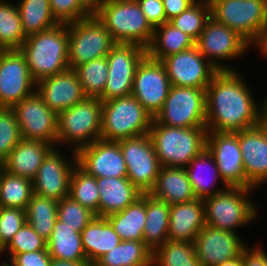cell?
Returning <instances> with one entry per match:
<instances>
[{
    "label": "cell",
    "mask_w": 267,
    "mask_h": 266,
    "mask_svg": "<svg viewBox=\"0 0 267 266\" xmlns=\"http://www.w3.org/2000/svg\"><path fill=\"white\" fill-rule=\"evenodd\" d=\"M237 71H218L207 86V131L237 132L261 123L267 96L259 106L249 83Z\"/></svg>",
    "instance_id": "obj_1"
},
{
    "label": "cell",
    "mask_w": 267,
    "mask_h": 266,
    "mask_svg": "<svg viewBox=\"0 0 267 266\" xmlns=\"http://www.w3.org/2000/svg\"><path fill=\"white\" fill-rule=\"evenodd\" d=\"M68 23L26 37L19 50L35 82L69 69Z\"/></svg>",
    "instance_id": "obj_2"
},
{
    "label": "cell",
    "mask_w": 267,
    "mask_h": 266,
    "mask_svg": "<svg viewBox=\"0 0 267 266\" xmlns=\"http://www.w3.org/2000/svg\"><path fill=\"white\" fill-rule=\"evenodd\" d=\"M94 15L110 32L116 43L149 47L154 28L136 0H96Z\"/></svg>",
    "instance_id": "obj_3"
},
{
    "label": "cell",
    "mask_w": 267,
    "mask_h": 266,
    "mask_svg": "<svg viewBox=\"0 0 267 266\" xmlns=\"http://www.w3.org/2000/svg\"><path fill=\"white\" fill-rule=\"evenodd\" d=\"M149 136L162 167L185 168L206 148V126L179 128L153 119Z\"/></svg>",
    "instance_id": "obj_4"
},
{
    "label": "cell",
    "mask_w": 267,
    "mask_h": 266,
    "mask_svg": "<svg viewBox=\"0 0 267 266\" xmlns=\"http://www.w3.org/2000/svg\"><path fill=\"white\" fill-rule=\"evenodd\" d=\"M101 115L102 101L96 97H85L71 108L59 112L56 147L68 145V151L76 152L100 140Z\"/></svg>",
    "instance_id": "obj_5"
},
{
    "label": "cell",
    "mask_w": 267,
    "mask_h": 266,
    "mask_svg": "<svg viewBox=\"0 0 267 266\" xmlns=\"http://www.w3.org/2000/svg\"><path fill=\"white\" fill-rule=\"evenodd\" d=\"M153 119L132 95L102 102L101 140L117 142L146 135Z\"/></svg>",
    "instance_id": "obj_6"
},
{
    "label": "cell",
    "mask_w": 267,
    "mask_h": 266,
    "mask_svg": "<svg viewBox=\"0 0 267 266\" xmlns=\"http://www.w3.org/2000/svg\"><path fill=\"white\" fill-rule=\"evenodd\" d=\"M256 190L228 187L221 193L204 199L206 225L238 233L235 229L239 230V227L256 221L259 207L250 197Z\"/></svg>",
    "instance_id": "obj_7"
},
{
    "label": "cell",
    "mask_w": 267,
    "mask_h": 266,
    "mask_svg": "<svg viewBox=\"0 0 267 266\" xmlns=\"http://www.w3.org/2000/svg\"><path fill=\"white\" fill-rule=\"evenodd\" d=\"M211 17L235 30L252 46L267 27V0H209Z\"/></svg>",
    "instance_id": "obj_8"
},
{
    "label": "cell",
    "mask_w": 267,
    "mask_h": 266,
    "mask_svg": "<svg viewBox=\"0 0 267 266\" xmlns=\"http://www.w3.org/2000/svg\"><path fill=\"white\" fill-rule=\"evenodd\" d=\"M69 69L100 57H106L116 44L110 32L93 14L68 23Z\"/></svg>",
    "instance_id": "obj_9"
},
{
    "label": "cell",
    "mask_w": 267,
    "mask_h": 266,
    "mask_svg": "<svg viewBox=\"0 0 267 266\" xmlns=\"http://www.w3.org/2000/svg\"><path fill=\"white\" fill-rule=\"evenodd\" d=\"M195 46L218 71H235L236 69L222 62H235L249 52L252 45L238 32L210 17L196 39Z\"/></svg>",
    "instance_id": "obj_10"
},
{
    "label": "cell",
    "mask_w": 267,
    "mask_h": 266,
    "mask_svg": "<svg viewBox=\"0 0 267 266\" xmlns=\"http://www.w3.org/2000/svg\"><path fill=\"white\" fill-rule=\"evenodd\" d=\"M154 120L165 126H206V90L172 85Z\"/></svg>",
    "instance_id": "obj_11"
},
{
    "label": "cell",
    "mask_w": 267,
    "mask_h": 266,
    "mask_svg": "<svg viewBox=\"0 0 267 266\" xmlns=\"http://www.w3.org/2000/svg\"><path fill=\"white\" fill-rule=\"evenodd\" d=\"M146 55V49L141 45L116 43L106 56L108 79L99 99L105 102L131 95L137 66Z\"/></svg>",
    "instance_id": "obj_12"
},
{
    "label": "cell",
    "mask_w": 267,
    "mask_h": 266,
    "mask_svg": "<svg viewBox=\"0 0 267 266\" xmlns=\"http://www.w3.org/2000/svg\"><path fill=\"white\" fill-rule=\"evenodd\" d=\"M117 142L126 162L127 178L142 193H150L162 166L149 134Z\"/></svg>",
    "instance_id": "obj_13"
},
{
    "label": "cell",
    "mask_w": 267,
    "mask_h": 266,
    "mask_svg": "<svg viewBox=\"0 0 267 266\" xmlns=\"http://www.w3.org/2000/svg\"><path fill=\"white\" fill-rule=\"evenodd\" d=\"M11 109L16 115L22 139L41 140L56 147L58 114L49 109L36 91Z\"/></svg>",
    "instance_id": "obj_14"
},
{
    "label": "cell",
    "mask_w": 267,
    "mask_h": 266,
    "mask_svg": "<svg viewBox=\"0 0 267 266\" xmlns=\"http://www.w3.org/2000/svg\"><path fill=\"white\" fill-rule=\"evenodd\" d=\"M36 91L20 50H0V108H12Z\"/></svg>",
    "instance_id": "obj_15"
},
{
    "label": "cell",
    "mask_w": 267,
    "mask_h": 266,
    "mask_svg": "<svg viewBox=\"0 0 267 266\" xmlns=\"http://www.w3.org/2000/svg\"><path fill=\"white\" fill-rule=\"evenodd\" d=\"M171 86L163 63L146 55L137 66L131 95L155 117L164 105Z\"/></svg>",
    "instance_id": "obj_16"
},
{
    "label": "cell",
    "mask_w": 267,
    "mask_h": 266,
    "mask_svg": "<svg viewBox=\"0 0 267 266\" xmlns=\"http://www.w3.org/2000/svg\"><path fill=\"white\" fill-rule=\"evenodd\" d=\"M171 85L205 89L218 70L197 47L183 50L161 60Z\"/></svg>",
    "instance_id": "obj_17"
},
{
    "label": "cell",
    "mask_w": 267,
    "mask_h": 266,
    "mask_svg": "<svg viewBox=\"0 0 267 266\" xmlns=\"http://www.w3.org/2000/svg\"><path fill=\"white\" fill-rule=\"evenodd\" d=\"M69 153L71 157L63 155L58 147L48 153L32 180L34 194L57 201L69 196L70 177L77 164L75 151Z\"/></svg>",
    "instance_id": "obj_18"
},
{
    "label": "cell",
    "mask_w": 267,
    "mask_h": 266,
    "mask_svg": "<svg viewBox=\"0 0 267 266\" xmlns=\"http://www.w3.org/2000/svg\"><path fill=\"white\" fill-rule=\"evenodd\" d=\"M206 148L213 155L220 177L228 187L247 188L238 131H207Z\"/></svg>",
    "instance_id": "obj_19"
},
{
    "label": "cell",
    "mask_w": 267,
    "mask_h": 266,
    "mask_svg": "<svg viewBox=\"0 0 267 266\" xmlns=\"http://www.w3.org/2000/svg\"><path fill=\"white\" fill-rule=\"evenodd\" d=\"M75 153L77 165L95 178L127 177L126 162L118 142L100 139Z\"/></svg>",
    "instance_id": "obj_20"
},
{
    "label": "cell",
    "mask_w": 267,
    "mask_h": 266,
    "mask_svg": "<svg viewBox=\"0 0 267 266\" xmlns=\"http://www.w3.org/2000/svg\"><path fill=\"white\" fill-rule=\"evenodd\" d=\"M193 243L202 266H216L238 257L247 245L238 233L208 225L202 228Z\"/></svg>",
    "instance_id": "obj_21"
},
{
    "label": "cell",
    "mask_w": 267,
    "mask_h": 266,
    "mask_svg": "<svg viewBox=\"0 0 267 266\" xmlns=\"http://www.w3.org/2000/svg\"><path fill=\"white\" fill-rule=\"evenodd\" d=\"M247 188L262 189L267 184V131L262 123L238 131Z\"/></svg>",
    "instance_id": "obj_22"
},
{
    "label": "cell",
    "mask_w": 267,
    "mask_h": 266,
    "mask_svg": "<svg viewBox=\"0 0 267 266\" xmlns=\"http://www.w3.org/2000/svg\"><path fill=\"white\" fill-rule=\"evenodd\" d=\"M36 92L49 109L57 114L83 100L86 96L74 69L44 78L36 83Z\"/></svg>",
    "instance_id": "obj_23"
},
{
    "label": "cell",
    "mask_w": 267,
    "mask_h": 266,
    "mask_svg": "<svg viewBox=\"0 0 267 266\" xmlns=\"http://www.w3.org/2000/svg\"><path fill=\"white\" fill-rule=\"evenodd\" d=\"M205 225L203 199L170 205L168 240L193 243Z\"/></svg>",
    "instance_id": "obj_24"
},
{
    "label": "cell",
    "mask_w": 267,
    "mask_h": 266,
    "mask_svg": "<svg viewBox=\"0 0 267 266\" xmlns=\"http://www.w3.org/2000/svg\"><path fill=\"white\" fill-rule=\"evenodd\" d=\"M53 148L52 144L41 140L22 139L0 163V167L10 174L33 180Z\"/></svg>",
    "instance_id": "obj_25"
},
{
    "label": "cell",
    "mask_w": 267,
    "mask_h": 266,
    "mask_svg": "<svg viewBox=\"0 0 267 266\" xmlns=\"http://www.w3.org/2000/svg\"><path fill=\"white\" fill-rule=\"evenodd\" d=\"M96 181L100 193L99 217L121 212L142 195L127 177H99Z\"/></svg>",
    "instance_id": "obj_26"
},
{
    "label": "cell",
    "mask_w": 267,
    "mask_h": 266,
    "mask_svg": "<svg viewBox=\"0 0 267 266\" xmlns=\"http://www.w3.org/2000/svg\"><path fill=\"white\" fill-rule=\"evenodd\" d=\"M185 169L197 199L204 200L228 188L220 177L213 155L207 148L195 156ZM219 181L222 182V185L224 184L221 188L216 185Z\"/></svg>",
    "instance_id": "obj_27"
},
{
    "label": "cell",
    "mask_w": 267,
    "mask_h": 266,
    "mask_svg": "<svg viewBox=\"0 0 267 266\" xmlns=\"http://www.w3.org/2000/svg\"><path fill=\"white\" fill-rule=\"evenodd\" d=\"M150 194L168 205L196 199L185 168L161 167Z\"/></svg>",
    "instance_id": "obj_28"
},
{
    "label": "cell",
    "mask_w": 267,
    "mask_h": 266,
    "mask_svg": "<svg viewBox=\"0 0 267 266\" xmlns=\"http://www.w3.org/2000/svg\"><path fill=\"white\" fill-rule=\"evenodd\" d=\"M81 240L89 263H96L122 241L106 217L97 216L81 231Z\"/></svg>",
    "instance_id": "obj_29"
},
{
    "label": "cell",
    "mask_w": 267,
    "mask_h": 266,
    "mask_svg": "<svg viewBox=\"0 0 267 266\" xmlns=\"http://www.w3.org/2000/svg\"><path fill=\"white\" fill-rule=\"evenodd\" d=\"M170 205L146 193L143 242L154 252L168 240Z\"/></svg>",
    "instance_id": "obj_30"
},
{
    "label": "cell",
    "mask_w": 267,
    "mask_h": 266,
    "mask_svg": "<svg viewBox=\"0 0 267 266\" xmlns=\"http://www.w3.org/2000/svg\"><path fill=\"white\" fill-rule=\"evenodd\" d=\"M194 45L195 41L189 35L168 21L154 28L153 39L146 52L151 59L161 61Z\"/></svg>",
    "instance_id": "obj_31"
},
{
    "label": "cell",
    "mask_w": 267,
    "mask_h": 266,
    "mask_svg": "<svg viewBox=\"0 0 267 266\" xmlns=\"http://www.w3.org/2000/svg\"><path fill=\"white\" fill-rule=\"evenodd\" d=\"M146 218V193H142L133 204L121 212L111 214L106 219L121 240L142 241Z\"/></svg>",
    "instance_id": "obj_32"
},
{
    "label": "cell",
    "mask_w": 267,
    "mask_h": 266,
    "mask_svg": "<svg viewBox=\"0 0 267 266\" xmlns=\"http://www.w3.org/2000/svg\"><path fill=\"white\" fill-rule=\"evenodd\" d=\"M47 251L52 258L59 260H87L82 246L81 232L73 230L58 219L47 240Z\"/></svg>",
    "instance_id": "obj_33"
},
{
    "label": "cell",
    "mask_w": 267,
    "mask_h": 266,
    "mask_svg": "<svg viewBox=\"0 0 267 266\" xmlns=\"http://www.w3.org/2000/svg\"><path fill=\"white\" fill-rule=\"evenodd\" d=\"M152 255L143 241L122 240L96 263L99 266H152Z\"/></svg>",
    "instance_id": "obj_34"
},
{
    "label": "cell",
    "mask_w": 267,
    "mask_h": 266,
    "mask_svg": "<svg viewBox=\"0 0 267 266\" xmlns=\"http://www.w3.org/2000/svg\"><path fill=\"white\" fill-rule=\"evenodd\" d=\"M16 5L26 37L59 24L52 15L49 0H20Z\"/></svg>",
    "instance_id": "obj_35"
},
{
    "label": "cell",
    "mask_w": 267,
    "mask_h": 266,
    "mask_svg": "<svg viewBox=\"0 0 267 266\" xmlns=\"http://www.w3.org/2000/svg\"><path fill=\"white\" fill-rule=\"evenodd\" d=\"M57 207V200L33 193L25 209L26 222L45 240L50 238L57 220Z\"/></svg>",
    "instance_id": "obj_36"
},
{
    "label": "cell",
    "mask_w": 267,
    "mask_h": 266,
    "mask_svg": "<svg viewBox=\"0 0 267 266\" xmlns=\"http://www.w3.org/2000/svg\"><path fill=\"white\" fill-rule=\"evenodd\" d=\"M32 194V180L10 174L0 167V207L25 210Z\"/></svg>",
    "instance_id": "obj_37"
},
{
    "label": "cell",
    "mask_w": 267,
    "mask_h": 266,
    "mask_svg": "<svg viewBox=\"0 0 267 266\" xmlns=\"http://www.w3.org/2000/svg\"><path fill=\"white\" fill-rule=\"evenodd\" d=\"M8 0H0V50H19L26 36L18 7Z\"/></svg>",
    "instance_id": "obj_38"
},
{
    "label": "cell",
    "mask_w": 267,
    "mask_h": 266,
    "mask_svg": "<svg viewBox=\"0 0 267 266\" xmlns=\"http://www.w3.org/2000/svg\"><path fill=\"white\" fill-rule=\"evenodd\" d=\"M152 266H202L194 243L167 240L152 255Z\"/></svg>",
    "instance_id": "obj_39"
},
{
    "label": "cell",
    "mask_w": 267,
    "mask_h": 266,
    "mask_svg": "<svg viewBox=\"0 0 267 266\" xmlns=\"http://www.w3.org/2000/svg\"><path fill=\"white\" fill-rule=\"evenodd\" d=\"M69 197L99 217L100 193L96 178L87 174L77 164L74 166L70 177Z\"/></svg>",
    "instance_id": "obj_40"
},
{
    "label": "cell",
    "mask_w": 267,
    "mask_h": 266,
    "mask_svg": "<svg viewBox=\"0 0 267 266\" xmlns=\"http://www.w3.org/2000/svg\"><path fill=\"white\" fill-rule=\"evenodd\" d=\"M75 72L86 97L100 98L108 79L107 57H100L77 66Z\"/></svg>",
    "instance_id": "obj_41"
},
{
    "label": "cell",
    "mask_w": 267,
    "mask_h": 266,
    "mask_svg": "<svg viewBox=\"0 0 267 266\" xmlns=\"http://www.w3.org/2000/svg\"><path fill=\"white\" fill-rule=\"evenodd\" d=\"M210 17L211 7L209 0H197L187 10L169 22L196 41Z\"/></svg>",
    "instance_id": "obj_42"
},
{
    "label": "cell",
    "mask_w": 267,
    "mask_h": 266,
    "mask_svg": "<svg viewBox=\"0 0 267 266\" xmlns=\"http://www.w3.org/2000/svg\"><path fill=\"white\" fill-rule=\"evenodd\" d=\"M49 3L55 19L67 24L93 15L96 0H49Z\"/></svg>",
    "instance_id": "obj_43"
},
{
    "label": "cell",
    "mask_w": 267,
    "mask_h": 266,
    "mask_svg": "<svg viewBox=\"0 0 267 266\" xmlns=\"http://www.w3.org/2000/svg\"><path fill=\"white\" fill-rule=\"evenodd\" d=\"M38 250H47V240L39 236L32 226L25 222L14 234L9 244L0 252V257H2L1 254L7 253L10 261L16 254Z\"/></svg>",
    "instance_id": "obj_44"
},
{
    "label": "cell",
    "mask_w": 267,
    "mask_h": 266,
    "mask_svg": "<svg viewBox=\"0 0 267 266\" xmlns=\"http://www.w3.org/2000/svg\"><path fill=\"white\" fill-rule=\"evenodd\" d=\"M95 217L94 212L69 196L58 201L57 219L75 231L81 232Z\"/></svg>",
    "instance_id": "obj_45"
},
{
    "label": "cell",
    "mask_w": 267,
    "mask_h": 266,
    "mask_svg": "<svg viewBox=\"0 0 267 266\" xmlns=\"http://www.w3.org/2000/svg\"><path fill=\"white\" fill-rule=\"evenodd\" d=\"M22 140L16 115L11 108H0V163Z\"/></svg>",
    "instance_id": "obj_46"
},
{
    "label": "cell",
    "mask_w": 267,
    "mask_h": 266,
    "mask_svg": "<svg viewBox=\"0 0 267 266\" xmlns=\"http://www.w3.org/2000/svg\"><path fill=\"white\" fill-rule=\"evenodd\" d=\"M26 222V211L20 208L0 207V252Z\"/></svg>",
    "instance_id": "obj_47"
},
{
    "label": "cell",
    "mask_w": 267,
    "mask_h": 266,
    "mask_svg": "<svg viewBox=\"0 0 267 266\" xmlns=\"http://www.w3.org/2000/svg\"><path fill=\"white\" fill-rule=\"evenodd\" d=\"M150 25L155 28L168 22L162 0H136Z\"/></svg>",
    "instance_id": "obj_48"
},
{
    "label": "cell",
    "mask_w": 267,
    "mask_h": 266,
    "mask_svg": "<svg viewBox=\"0 0 267 266\" xmlns=\"http://www.w3.org/2000/svg\"><path fill=\"white\" fill-rule=\"evenodd\" d=\"M51 259L47 250L16 254L10 261V266H50Z\"/></svg>",
    "instance_id": "obj_49"
},
{
    "label": "cell",
    "mask_w": 267,
    "mask_h": 266,
    "mask_svg": "<svg viewBox=\"0 0 267 266\" xmlns=\"http://www.w3.org/2000/svg\"><path fill=\"white\" fill-rule=\"evenodd\" d=\"M251 247L246 245L242 250L243 266H267V253L261 244Z\"/></svg>",
    "instance_id": "obj_50"
},
{
    "label": "cell",
    "mask_w": 267,
    "mask_h": 266,
    "mask_svg": "<svg viewBox=\"0 0 267 266\" xmlns=\"http://www.w3.org/2000/svg\"><path fill=\"white\" fill-rule=\"evenodd\" d=\"M164 5L165 17L170 21L187 10L197 0H162Z\"/></svg>",
    "instance_id": "obj_51"
},
{
    "label": "cell",
    "mask_w": 267,
    "mask_h": 266,
    "mask_svg": "<svg viewBox=\"0 0 267 266\" xmlns=\"http://www.w3.org/2000/svg\"><path fill=\"white\" fill-rule=\"evenodd\" d=\"M88 264L87 260L69 261L52 258L50 266H87Z\"/></svg>",
    "instance_id": "obj_52"
},
{
    "label": "cell",
    "mask_w": 267,
    "mask_h": 266,
    "mask_svg": "<svg viewBox=\"0 0 267 266\" xmlns=\"http://www.w3.org/2000/svg\"><path fill=\"white\" fill-rule=\"evenodd\" d=\"M260 52V54L267 59V27L263 31V34L259 41L253 46Z\"/></svg>",
    "instance_id": "obj_53"
},
{
    "label": "cell",
    "mask_w": 267,
    "mask_h": 266,
    "mask_svg": "<svg viewBox=\"0 0 267 266\" xmlns=\"http://www.w3.org/2000/svg\"><path fill=\"white\" fill-rule=\"evenodd\" d=\"M216 266H243V251L238 257L224 261Z\"/></svg>",
    "instance_id": "obj_54"
},
{
    "label": "cell",
    "mask_w": 267,
    "mask_h": 266,
    "mask_svg": "<svg viewBox=\"0 0 267 266\" xmlns=\"http://www.w3.org/2000/svg\"><path fill=\"white\" fill-rule=\"evenodd\" d=\"M261 123L263 124V126L265 127V129L267 131V109L265 110V112L262 115Z\"/></svg>",
    "instance_id": "obj_55"
},
{
    "label": "cell",
    "mask_w": 267,
    "mask_h": 266,
    "mask_svg": "<svg viewBox=\"0 0 267 266\" xmlns=\"http://www.w3.org/2000/svg\"><path fill=\"white\" fill-rule=\"evenodd\" d=\"M0 266H10V263L5 260L0 264Z\"/></svg>",
    "instance_id": "obj_56"
},
{
    "label": "cell",
    "mask_w": 267,
    "mask_h": 266,
    "mask_svg": "<svg viewBox=\"0 0 267 266\" xmlns=\"http://www.w3.org/2000/svg\"><path fill=\"white\" fill-rule=\"evenodd\" d=\"M87 266H99L97 263H89Z\"/></svg>",
    "instance_id": "obj_57"
}]
</instances>
